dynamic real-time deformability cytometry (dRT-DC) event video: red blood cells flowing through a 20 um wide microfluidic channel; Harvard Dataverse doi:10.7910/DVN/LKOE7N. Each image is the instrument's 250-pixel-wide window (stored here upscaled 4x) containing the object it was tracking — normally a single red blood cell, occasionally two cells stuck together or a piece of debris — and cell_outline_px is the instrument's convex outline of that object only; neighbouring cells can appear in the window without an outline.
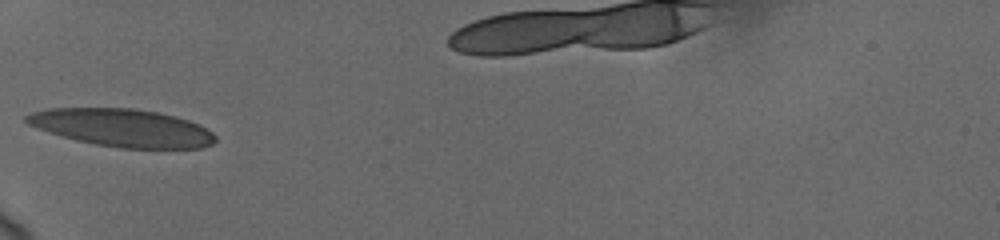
{"species": "human", "species_latin": "Homo sapiens", "temperature_condition": "cold", "stored_images_in_passage": 46, "camera_frame_rate_fps": 3000, "um_per_image_px": 0.085, "donor": {"sex": "female"}, "frame": {"image": 1, "passage_image": 1, "time_ms": 0.0, "image_size_px": [1000, 240], "cell_outline_px": [[216, 140], [212, 144], [200, 148], [120, 148], [96, 144], [76, 140], [60, 136], [36, 128], [28, 124], [24, 120], [24, 116], [32, 112], [48, 108], [136, 108], [176, 116], [200, 124], [212, 132], [216, 136]], "centroid_in_image_um": [10.38, 10.85], "position_along_channel_um": 74.6, "area_um2": 41.67}}
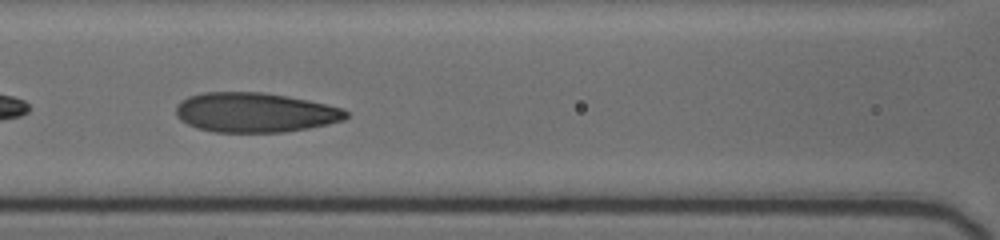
{"frame": {"image": 2, "passage_image": 8, "time_ms": 2.0, "image_size_px": [1000, 240], "cell_outline_px": [[348, 116], [344, 120], [328, 124], [308, 128], [284, 132], [216, 132], [196, 128], [180, 120], [176, 116], [176, 108], [188, 96], [204, 92], [260, 92], [284, 96], [344, 108], [348, 112]], "centroid_in_image_um": [21.67, 9.57], "position_along_channel_um": 144.9, "area_um2": 39.02}}
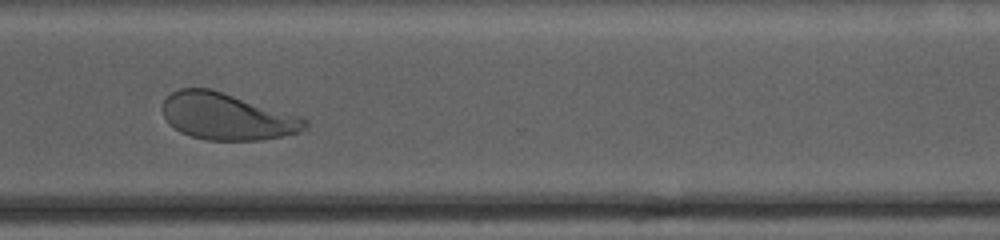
{"frame": {"image": 3, "passage_image": 28, "time_ms": 7.667, "image_size_px": [1000, 240], "cell_outline_px": [[308, 128], [300, 132], [284, 136], [260, 140], [208, 140], [192, 136], [180, 132], [168, 124], [164, 116], [164, 100], [172, 92], [180, 88], [212, 88], [300, 116], [308, 120]], "centroid_in_image_um": [19.32, 9.9], "position_along_channel_um": 351.3, "area_um2": 38.9}}